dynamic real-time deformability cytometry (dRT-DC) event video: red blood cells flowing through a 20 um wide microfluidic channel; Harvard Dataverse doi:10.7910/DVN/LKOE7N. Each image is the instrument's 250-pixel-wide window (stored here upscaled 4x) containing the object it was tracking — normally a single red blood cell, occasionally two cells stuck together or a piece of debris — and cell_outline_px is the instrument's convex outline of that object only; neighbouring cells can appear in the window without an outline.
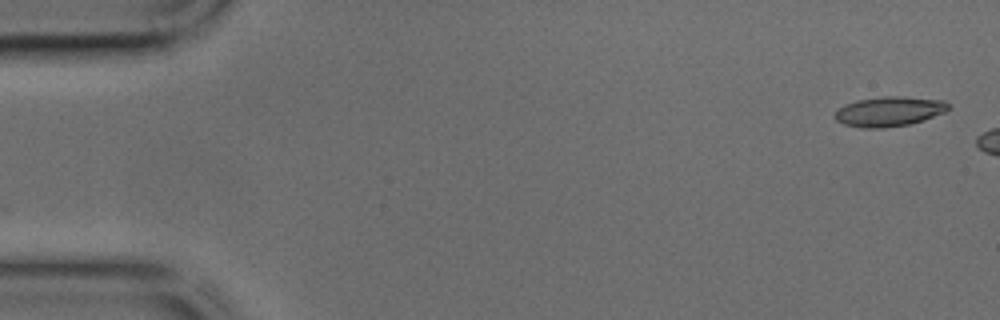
{"species": "common noctule bat (a hibernating species)", "species_latin": "Nyctalus noctula", "temperature_condition": "cold", "stored_images_in_passage": 8, "camera_frame_rate_fps": 3000, "um_per_image_px": 0.085, "animal": {"sex": "male", "body_mass_g": 17.9, "forearm_length_mm": 54.2}, "frame": {"image": 1, "passage_image": 1, "time_ms": 0.0, "image_size_px": [1000, 320], "cell_outline_px": [[948, 108], [944, 112], [924, 120], [908, 124], [884, 128], [864, 128], [844, 124], [836, 120], [832, 116], [844, 104], [856, 100], [884, 96], [904, 96], [944, 100], [948, 104]], "centroid_in_image_um": [75.55, 9.47], "position_along_channel_um": 9.4, "area_um2": 19.71}}